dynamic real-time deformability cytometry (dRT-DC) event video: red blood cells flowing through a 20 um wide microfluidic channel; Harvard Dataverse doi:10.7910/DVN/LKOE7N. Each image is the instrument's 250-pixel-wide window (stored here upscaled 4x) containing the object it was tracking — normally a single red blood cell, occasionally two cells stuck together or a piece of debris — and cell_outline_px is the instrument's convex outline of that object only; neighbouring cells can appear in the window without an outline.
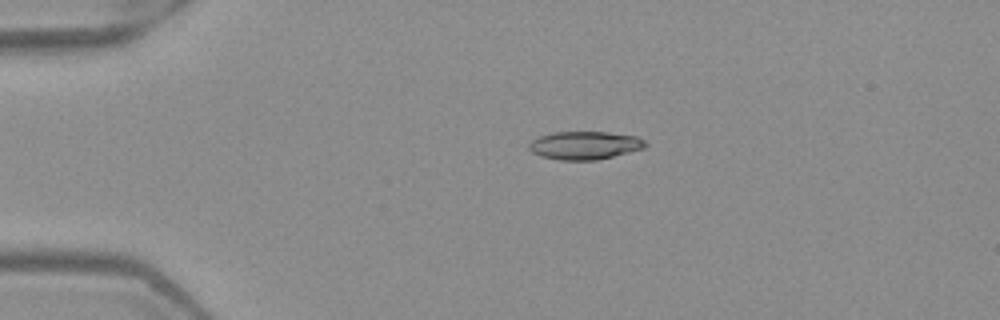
{"species": "Egyptian fruit bat (a non-hibernating species)", "species_latin": "Rousettus aegyptiacus", "temperature_condition": "warm", "stored_images_in_passage": 41, "camera_frame_rate_fps": 3000, "um_per_image_px": 0.085, "frame": {"image": 1, "passage_image": 1, "time_ms": 0.0, "image_size_px": [1000, 320], "cell_outline_px": [[648, 144], [644, 148], [596, 160], [560, 160], [540, 156], [532, 152], [528, 148], [528, 144], [532, 140], [540, 136], [552, 132], [608, 132], [636, 136], [644, 140]], "centroid_in_image_um": [49.68, 12.35], "position_along_channel_um": 35.3, "area_um2": 19.02}}
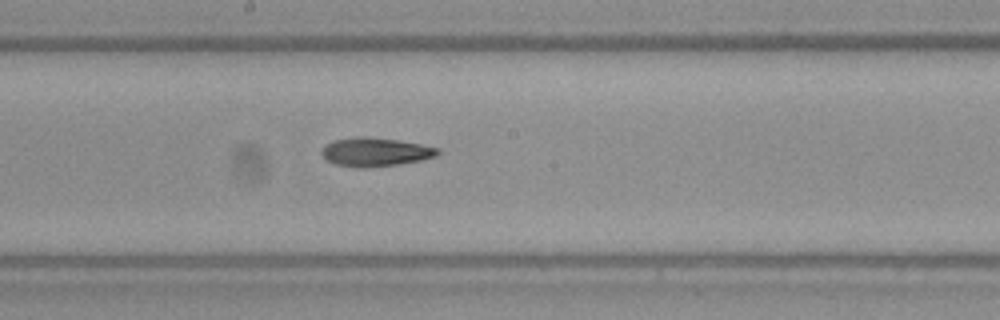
{"frame": {"image": 2, "passage_image": 18, "time_ms": 5.667, "image_size_px": [1000, 320], "cell_outline_px": [[440, 152], [436, 156], [420, 160], [400, 164], [364, 168], [356, 168], [336, 164], [328, 160], [320, 152], [332, 140], [356, 136], [364, 136], [396, 140], [420, 144], [440, 148]], "centroid_in_image_um": [31.91, 12.92], "position_along_channel_um": 216.3, "area_um2": 19.31}}
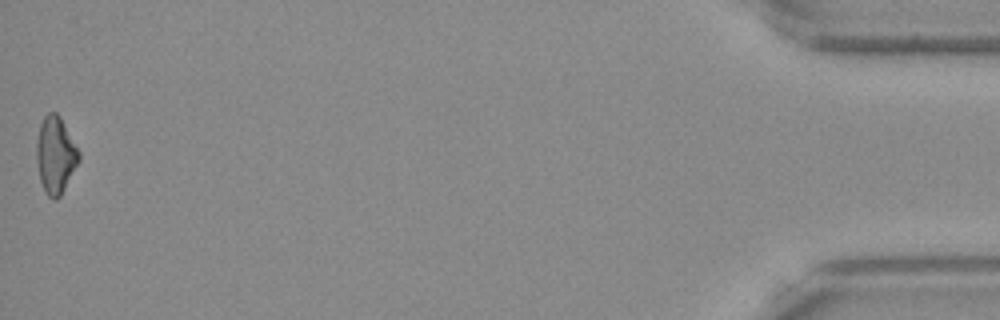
{"frame": {"image": 3, "passage_image": 41, "time_ms": 13.333, "image_size_px": [1000, 320], "cell_outline_px": [[80, 160], [60, 196], [56, 200], [52, 200], [44, 192], [40, 180], [36, 160], [36, 144], [40, 124], [44, 116], [48, 112], [56, 112], [60, 116], [80, 152]], "centroid_in_image_um": [4.71, 13.18], "position_along_channel_um": 430.5, "area_um2": 19.07}, "authors_computed_cell_mechanics": {"area_um2": 19.0162, "velocity_mm_per_s": 3.9988, "shape_relaxation_time_tau1_ms": 7.0549, "shape_relaxation_time_tau2_ms": null, "deformation_change_tau1": 0.21, "deformation_change_tau2": null}}